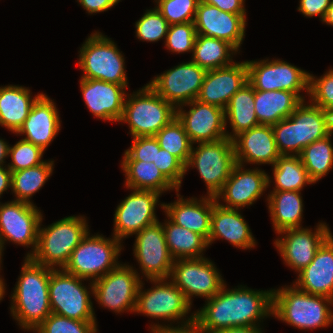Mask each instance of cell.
Here are the masks:
<instances>
[{"label":"cell","mask_w":333,"mask_h":333,"mask_svg":"<svg viewBox=\"0 0 333 333\" xmlns=\"http://www.w3.org/2000/svg\"><path fill=\"white\" fill-rule=\"evenodd\" d=\"M190 106L186 112L183 106ZM176 117L182 123L192 144L216 142L227 137L225 110L198 99L176 108Z\"/></svg>","instance_id":"obj_18"},{"label":"cell","mask_w":333,"mask_h":333,"mask_svg":"<svg viewBox=\"0 0 333 333\" xmlns=\"http://www.w3.org/2000/svg\"><path fill=\"white\" fill-rule=\"evenodd\" d=\"M150 279L155 286L148 290L143 289L141 281L136 300L135 313H141L151 318L163 319V321H181V326L151 324V332L156 333L167 329H184L194 326L195 313L186 319L191 311V304L186 300L183 292L176 287L170 279ZM185 317V318H184ZM185 321H184V319ZM172 326V327H171Z\"/></svg>","instance_id":"obj_5"},{"label":"cell","mask_w":333,"mask_h":333,"mask_svg":"<svg viewBox=\"0 0 333 333\" xmlns=\"http://www.w3.org/2000/svg\"><path fill=\"white\" fill-rule=\"evenodd\" d=\"M133 254L147 280L169 279L174 259L159 220L136 233Z\"/></svg>","instance_id":"obj_16"},{"label":"cell","mask_w":333,"mask_h":333,"mask_svg":"<svg viewBox=\"0 0 333 333\" xmlns=\"http://www.w3.org/2000/svg\"><path fill=\"white\" fill-rule=\"evenodd\" d=\"M155 137L159 142L160 148L167 150L177 157L185 166L187 165L192 143L177 117L173 118L164 126Z\"/></svg>","instance_id":"obj_40"},{"label":"cell","mask_w":333,"mask_h":333,"mask_svg":"<svg viewBox=\"0 0 333 333\" xmlns=\"http://www.w3.org/2000/svg\"><path fill=\"white\" fill-rule=\"evenodd\" d=\"M272 130L280 155L299 156L306 146L333 131V116L303 101L289 117L272 125Z\"/></svg>","instance_id":"obj_3"},{"label":"cell","mask_w":333,"mask_h":333,"mask_svg":"<svg viewBox=\"0 0 333 333\" xmlns=\"http://www.w3.org/2000/svg\"><path fill=\"white\" fill-rule=\"evenodd\" d=\"M298 11L306 17L319 16L323 20L331 0H300Z\"/></svg>","instance_id":"obj_49"},{"label":"cell","mask_w":333,"mask_h":333,"mask_svg":"<svg viewBox=\"0 0 333 333\" xmlns=\"http://www.w3.org/2000/svg\"><path fill=\"white\" fill-rule=\"evenodd\" d=\"M82 279L65 272L52 269L49 279V303L52 313L79 321L96 322L93 303V284L90 288L83 285ZM91 289V294L90 291Z\"/></svg>","instance_id":"obj_10"},{"label":"cell","mask_w":333,"mask_h":333,"mask_svg":"<svg viewBox=\"0 0 333 333\" xmlns=\"http://www.w3.org/2000/svg\"><path fill=\"white\" fill-rule=\"evenodd\" d=\"M297 274V289L333 299V235L318 248L311 263Z\"/></svg>","instance_id":"obj_28"},{"label":"cell","mask_w":333,"mask_h":333,"mask_svg":"<svg viewBox=\"0 0 333 333\" xmlns=\"http://www.w3.org/2000/svg\"><path fill=\"white\" fill-rule=\"evenodd\" d=\"M133 268L120 263L115 269L92 282L93 296L98 304L115 313L135 311L137 293L142 279Z\"/></svg>","instance_id":"obj_14"},{"label":"cell","mask_w":333,"mask_h":333,"mask_svg":"<svg viewBox=\"0 0 333 333\" xmlns=\"http://www.w3.org/2000/svg\"><path fill=\"white\" fill-rule=\"evenodd\" d=\"M237 52L226 41L197 34L191 61L206 71L214 70L232 65V56Z\"/></svg>","instance_id":"obj_36"},{"label":"cell","mask_w":333,"mask_h":333,"mask_svg":"<svg viewBox=\"0 0 333 333\" xmlns=\"http://www.w3.org/2000/svg\"><path fill=\"white\" fill-rule=\"evenodd\" d=\"M157 168L179 190L186 173L185 165L167 150L160 148L156 139V163Z\"/></svg>","instance_id":"obj_47"},{"label":"cell","mask_w":333,"mask_h":333,"mask_svg":"<svg viewBox=\"0 0 333 333\" xmlns=\"http://www.w3.org/2000/svg\"><path fill=\"white\" fill-rule=\"evenodd\" d=\"M12 171L5 166H0V197L3 192L11 189Z\"/></svg>","instance_id":"obj_52"},{"label":"cell","mask_w":333,"mask_h":333,"mask_svg":"<svg viewBox=\"0 0 333 333\" xmlns=\"http://www.w3.org/2000/svg\"><path fill=\"white\" fill-rule=\"evenodd\" d=\"M121 167L126 177L125 186L131 191L151 190L162 194L168 190H178L153 162L122 161Z\"/></svg>","instance_id":"obj_34"},{"label":"cell","mask_w":333,"mask_h":333,"mask_svg":"<svg viewBox=\"0 0 333 333\" xmlns=\"http://www.w3.org/2000/svg\"><path fill=\"white\" fill-rule=\"evenodd\" d=\"M156 333H203L200 332L195 326L184 329H167Z\"/></svg>","instance_id":"obj_55"},{"label":"cell","mask_w":333,"mask_h":333,"mask_svg":"<svg viewBox=\"0 0 333 333\" xmlns=\"http://www.w3.org/2000/svg\"><path fill=\"white\" fill-rule=\"evenodd\" d=\"M308 94L309 103L333 116V69H329L320 78H315L309 73Z\"/></svg>","instance_id":"obj_45"},{"label":"cell","mask_w":333,"mask_h":333,"mask_svg":"<svg viewBox=\"0 0 333 333\" xmlns=\"http://www.w3.org/2000/svg\"><path fill=\"white\" fill-rule=\"evenodd\" d=\"M322 22L333 26V0H331V3L329 5V7L327 8L326 14H325Z\"/></svg>","instance_id":"obj_56"},{"label":"cell","mask_w":333,"mask_h":333,"mask_svg":"<svg viewBox=\"0 0 333 333\" xmlns=\"http://www.w3.org/2000/svg\"><path fill=\"white\" fill-rule=\"evenodd\" d=\"M2 250H1V248H0V269H1V262H2V260H1V257H2Z\"/></svg>","instance_id":"obj_58"},{"label":"cell","mask_w":333,"mask_h":333,"mask_svg":"<svg viewBox=\"0 0 333 333\" xmlns=\"http://www.w3.org/2000/svg\"><path fill=\"white\" fill-rule=\"evenodd\" d=\"M312 142L306 146L299 157L306 168L310 179L316 183L333 168V146L331 135Z\"/></svg>","instance_id":"obj_39"},{"label":"cell","mask_w":333,"mask_h":333,"mask_svg":"<svg viewBox=\"0 0 333 333\" xmlns=\"http://www.w3.org/2000/svg\"><path fill=\"white\" fill-rule=\"evenodd\" d=\"M169 25L194 22L200 0H154Z\"/></svg>","instance_id":"obj_41"},{"label":"cell","mask_w":333,"mask_h":333,"mask_svg":"<svg viewBox=\"0 0 333 333\" xmlns=\"http://www.w3.org/2000/svg\"><path fill=\"white\" fill-rule=\"evenodd\" d=\"M196 36L194 22L169 25L165 46L173 53L193 52Z\"/></svg>","instance_id":"obj_46"},{"label":"cell","mask_w":333,"mask_h":333,"mask_svg":"<svg viewBox=\"0 0 333 333\" xmlns=\"http://www.w3.org/2000/svg\"><path fill=\"white\" fill-rule=\"evenodd\" d=\"M43 154L42 148L21 139L14 146H9L8 156L12 162L7 167L14 172L38 166L45 162L42 160Z\"/></svg>","instance_id":"obj_44"},{"label":"cell","mask_w":333,"mask_h":333,"mask_svg":"<svg viewBox=\"0 0 333 333\" xmlns=\"http://www.w3.org/2000/svg\"><path fill=\"white\" fill-rule=\"evenodd\" d=\"M220 203L216 201L213 205L208 246L218 238L225 239L236 248H254L257 243L240 210L225 208Z\"/></svg>","instance_id":"obj_29"},{"label":"cell","mask_w":333,"mask_h":333,"mask_svg":"<svg viewBox=\"0 0 333 333\" xmlns=\"http://www.w3.org/2000/svg\"><path fill=\"white\" fill-rule=\"evenodd\" d=\"M302 102L295 92L254 90L255 113L259 124H277L289 117Z\"/></svg>","instance_id":"obj_31"},{"label":"cell","mask_w":333,"mask_h":333,"mask_svg":"<svg viewBox=\"0 0 333 333\" xmlns=\"http://www.w3.org/2000/svg\"><path fill=\"white\" fill-rule=\"evenodd\" d=\"M162 224L166 244L174 260L204 257L201 253L208 243L202 235L175 224L169 218Z\"/></svg>","instance_id":"obj_35"},{"label":"cell","mask_w":333,"mask_h":333,"mask_svg":"<svg viewBox=\"0 0 333 333\" xmlns=\"http://www.w3.org/2000/svg\"><path fill=\"white\" fill-rule=\"evenodd\" d=\"M132 140V145L125 150L122 161H146L156 163L155 136L134 137Z\"/></svg>","instance_id":"obj_48"},{"label":"cell","mask_w":333,"mask_h":333,"mask_svg":"<svg viewBox=\"0 0 333 333\" xmlns=\"http://www.w3.org/2000/svg\"><path fill=\"white\" fill-rule=\"evenodd\" d=\"M246 64L248 82L254 90L295 92L305 101V97L300 95V92L305 90L308 94L309 73L307 71L280 59L246 61Z\"/></svg>","instance_id":"obj_15"},{"label":"cell","mask_w":333,"mask_h":333,"mask_svg":"<svg viewBox=\"0 0 333 333\" xmlns=\"http://www.w3.org/2000/svg\"><path fill=\"white\" fill-rule=\"evenodd\" d=\"M42 94L38 93L33 97L29 88L19 85L1 86L0 126L16 134L24 124L32 105Z\"/></svg>","instance_id":"obj_30"},{"label":"cell","mask_w":333,"mask_h":333,"mask_svg":"<svg viewBox=\"0 0 333 333\" xmlns=\"http://www.w3.org/2000/svg\"><path fill=\"white\" fill-rule=\"evenodd\" d=\"M41 225L40 223L36 250L30 258L46 267L63 269L73 250L89 232L86 218L73 215L45 228H41Z\"/></svg>","instance_id":"obj_6"},{"label":"cell","mask_w":333,"mask_h":333,"mask_svg":"<svg viewBox=\"0 0 333 333\" xmlns=\"http://www.w3.org/2000/svg\"><path fill=\"white\" fill-rule=\"evenodd\" d=\"M41 211L34 204L23 201L0 202V248L3 251L5 241L24 247H32L30 257L36 250Z\"/></svg>","instance_id":"obj_13"},{"label":"cell","mask_w":333,"mask_h":333,"mask_svg":"<svg viewBox=\"0 0 333 333\" xmlns=\"http://www.w3.org/2000/svg\"><path fill=\"white\" fill-rule=\"evenodd\" d=\"M194 24L197 34L226 41L238 51L247 23L246 14L221 11L216 6L200 1Z\"/></svg>","instance_id":"obj_22"},{"label":"cell","mask_w":333,"mask_h":333,"mask_svg":"<svg viewBox=\"0 0 333 333\" xmlns=\"http://www.w3.org/2000/svg\"><path fill=\"white\" fill-rule=\"evenodd\" d=\"M51 268L26 257L11 295V316L21 328L34 331L51 313L49 279Z\"/></svg>","instance_id":"obj_2"},{"label":"cell","mask_w":333,"mask_h":333,"mask_svg":"<svg viewBox=\"0 0 333 333\" xmlns=\"http://www.w3.org/2000/svg\"><path fill=\"white\" fill-rule=\"evenodd\" d=\"M136 37L147 42L166 40L169 23L156 9L146 10L144 15L136 22Z\"/></svg>","instance_id":"obj_43"},{"label":"cell","mask_w":333,"mask_h":333,"mask_svg":"<svg viewBox=\"0 0 333 333\" xmlns=\"http://www.w3.org/2000/svg\"><path fill=\"white\" fill-rule=\"evenodd\" d=\"M299 191H271L267 196L268 209L276 233L301 228L303 201Z\"/></svg>","instance_id":"obj_32"},{"label":"cell","mask_w":333,"mask_h":333,"mask_svg":"<svg viewBox=\"0 0 333 333\" xmlns=\"http://www.w3.org/2000/svg\"><path fill=\"white\" fill-rule=\"evenodd\" d=\"M271 182L269 175L264 170L258 168L245 170L243 165L236 163L222 190L215 198L216 201L223 198L226 204L221 203L220 205L225 208L240 209L254 204Z\"/></svg>","instance_id":"obj_21"},{"label":"cell","mask_w":333,"mask_h":333,"mask_svg":"<svg viewBox=\"0 0 333 333\" xmlns=\"http://www.w3.org/2000/svg\"><path fill=\"white\" fill-rule=\"evenodd\" d=\"M121 250V241L114 236L112 239L99 234L90 236L89 231L73 250L63 270L94 282L120 264L117 260Z\"/></svg>","instance_id":"obj_8"},{"label":"cell","mask_w":333,"mask_h":333,"mask_svg":"<svg viewBox=\"0 0 333 333\" xmlns=\"http://www.w3.org/2000/svg\"><path fill=\"white\" fill-rule=\"evenodd\" d=\"M236 163L275 164L281 156L277 150L272 125L259 124L233 139Z\"/></svg>","instance_id":"obj_25"},{"label":"cell","mask_w":333,"mask_h":333,"mask_svg":"<svg viewBox=\"0 0 333 333\" xmlns=\"http://www.w3.org/2000/svg\"><path fill=\"white\" fill-rule=\"evenodd\" d=\"M88 14H95L110 10L118 0H77Z\"/></svg>","instance_id":"obj_51"},{"label":"cell","mask_w":333,"mask_h":333,"mask_svg":"<svg viewBox=\"0 0 333 333\" xmlns=\"http://www.w3.org/2000/svg\"><path fill=\"white\" fill-rule=\"evenodd\" d=\"M175 117L176 108L147 84L132 95H126L119 122L128 123L129 132L134 138L155 136Z\"/></svg>","instance_id":"obj_7"},{"label":"cell","mask_w":333,"mask_h":333,"mask_svg":"<svg viewBox=\"0 0 333 333\" xmlns=\"http://www.w3.org/2000/svg\"><path fill=\"white\" fill-rule=\"evenodd\" d=\"M261 327H235L217 331L215 333H262Z\"/></svg>","instance_id":"obj_53"},{"label":"cell","mask_w":333,"mask_h":333,"mask_svg":"<svg viewBox=\"0 0 333 333\" xmlns=\"http://www.w3.org/2000/svg\"><path fill=\"white\" fill-rule=\"evenodd\" d=\"M55 104L46 94H42L32 105L24 124L16 134L25 135L23 140L45 151L61 128L59 111Z\"/></svg>","instance_id":"obj_27"},{"label":"cell","mask_w":333,"mask_h":333,"mask_svg":"<svg viewBox=\"0 0 333 333\" xmlns=\"http://www.w3.org/2000/svg\"><path fill=\"white\" fill-rule=\"evenodd\" d=\"M272 316L300 330L328 327L333 322V299L292 286L272 289Z\"/></svg>","instance_id":"obj_4"},{"label":"cell","mask_w":333,"mask_h":333,"mask_svg":"<svg viewBox=\"0 0 333 333\" xmlns=\"http://www.w3.org/2000/svg\"><path fill=\"white\" fill-rule=\"evenodd\" d=\"M275 187L272 191H299L314 184L299 156L281 155L273 165Z\"/></svg>","instance_id":"obj_37"},{"label":"cell","mask_w":333,"mask_h":333,"mask_svg":"<svg viewBox=\"0 0 333 333\" xmlns=\"http://www.w3.org/2000/svg\"><path fill=\"white\" fill-rule=\"evenodd\" d=\"M1 276V275H0ZM6 288L3 279L0 277V301L4 298Z\"/></svg>","instance_id":"obj_57"},{"label":"cell","mask_w":333,"mask_h":333,"mask_svg":"<svg viewBox=\"0 0 333 333\" xmlns=\"http://www.w3.org/2000/svg\"><path fill=\"white\" fill-rule=\"evenodd\" d=\"M96 322L79 321L51 313L33 332L35 333H97Z\"/></svg>","instance_id":"obj_42"},{"label":"cell","mask_w":333,"mask_h":333,"mask_svg":"<svg viewBox=\"0 0 333 333\" xmlns=\"http://www.w3.org/2000/svg\"><path fill=\"white\" fill-rule=\"evenodd\" d=\"M273 290H252L245 286L227 289L226 284L200 310L195 311L194 326L203 333L235 327H259L272 315ZM259 321V322H258Z\"/></svg>","instance_id":"obj_1"},{"label":"cell","mask_w":333,"mask_h":333,"mask_svg":"<svg viewBox=\"0 0 333 333\" xmlns=\"http://www.w3.org/2000/svg\"><path fill=\"white\" fill-rule=\"evenodd\" d=\"M236 164L232 139L228 137L216 141L198 143L191 148L186 173L190 167L196 168L207 187L208 196L215 197L223 188Z\"/></svg>","instance_id":"obj_11"},{"label":"cell","mask_w":333,"mask_h":333,"mask_svg":"<svg viewBox=\"0 0 333 333\" xmlns=\"http://www.w3.org/2000/svg\"><path fill=\"white\" fill-rule=\"evenodd\" d=\"M117 206L114 214L113 236L122 241L158 221L156 206L161 194L151 190L132 189Z\"/></svg>","instance_id":"obj_19"},{"label":"cell","mask_w":333,"mask_h":333,"mask_svg":"<svg viewBox=\"0 0 333 333\" xmlns=\"http://www.w3.org/2000/svg\"><path fill=\"white\" fill-rule=\"evenodd\" d=\"M54 161H45L38 166L12 172L11 191L15 201L33 204L30 200L52 175Z\"/></svg>","instance_id":"obj_38"},{"label":"cell","mask_w":333,"mask_h":333,"mask_svg":"<svg viewBox=\"0 0 333 333\" xmlns=\"http://www.w3.org/2000/svg\"><path fill=\"white\" fill-rule=\"evenodd\" d=\"M312 231L311 228L303 227L286 229L278 233L283 235V238L274 242L284 263L297 271L296 273L311 263L318 248L332 234L326 223L320 222L314 232Z\"/></svg>","instance_id":"obj_20"},{"label":"cell","mask_w":333,"mask_h":333,"mask_svg":"<svg viewBox=\"0 0 333 333\" xmlns=\"http://www.w3.org/2000/svg\"><path fill=\"white\" fill-rule=\"evenodd\" d=\"M206 70L188 61L157 75L148 85L175 108L198 98Z\"/></svg>","instance_id":"obj_17"},{"label":"cell","mask_w":333,"mask_h":333,"mask_svg":"<svg viewBox=\"0 0 333 333\" xmlns=\"http://www.w3.org/2000/svg\"><path fill=\"white\" fill-rule=\"evenodd\" d=\"M9 145L3 139H0V166H4L5 158L8 157Z\"/></svg>","instance_id":"obj_54"},{"label":"cell","mask_w":333,"mask_h":333,"mask_svg":"<svg viewBox=\"0 0 333 333\" xmlns=\"http://www.w3.org/2000/svg\"><path fill=\"white\" fill-rule=\"evenodd\" d=\"M248 82L246 61L208 70L201 86L198 100L225 110L231 97Z\"/></svg>","instance_id":"obj_24"},{"label":"cell","mask_w":333,"mask_h":333,"mask_svg":"<svg viewBox=\"0 0 333 333\" xmlns=\"http://www.w3.org/2000/svg\"><path fill=\"white\" fill-rule=\"evenodd\" d=\"M178 192L179 190H176L178 199L175 202L160 205L165 215L175 224L202 235L208 241L216 198L207 195L199 200L197 198L184 199Z\"/></svg>","instance_id":"obj_26"},{"label":"cell","mask_w":333,"mask_h":333,"mask_svg":"<svg viewBox=\"0 0 333 333\" xmlns=\"http://www.w3.org/2000/svg\"><path fill=\"white\" fill-rule=\"evenodd\" d=\"M225 120H227L225 121L226 126L229 120L233 132L227 134L229 139H233L241 132L259 125L255 113L254 88L249 82L231 97L225 108Z\"/></svg>","instance_id":"obj_33"},{"label":"cell","mask_w":333,"mask_h":333,"mask_svg":"<svg viewBox=\"0 0 333 333\" xmlns=\"http://www.w3.org/2000/svg\"><path fill=\"white\" fill-rule=\"evenodd\" d=\"M169 279L191 305L193 296L210 299L225 284L215 264L205 257L174 260Z\"/></svg>","instance_id":"obj_12"},{"label":"cell","mask_w":333,"mask_h":333,"mask_svg":"<svg viewBox=\"0 0 333 333\" xmlns=\"http://www.w3.org/2000/svg\"><path fill=\"white\" fill-rule=\"evenodd\" d=\"M101 32H93L79 51L81 78L128 85L125 59L116 44Z\"/></svg>","instance_id":"obj_9"},{"label":"cell","mask_w":333,"mask_h":333,"mask_svg":"<svg viewBox=\"0 0 333 333\" xmlns=\"http://www.w3.org/2000/svg\"><path fill=\"white\" fill-rule=\"evenodd\" d=\"M203 3L218 7L221 11L233 14H246L245 0H200Z\"/></svg>","instance_id":"obj_50"},{"label":"cell","mask_w":333,"mask_h":333,"mask_svg":"<svg viewBox=\"0 0 333 333\" xmlns=\"http://www.w3.org/2000/svg\"><path fill=\"white\" fill-rule=\"evenodd\" d=\"M127 87L96 79H80V89L87 108L96 118L104 121L121 120Z\"/></svg>","instance_id":"obj_23"}]
</instances>
